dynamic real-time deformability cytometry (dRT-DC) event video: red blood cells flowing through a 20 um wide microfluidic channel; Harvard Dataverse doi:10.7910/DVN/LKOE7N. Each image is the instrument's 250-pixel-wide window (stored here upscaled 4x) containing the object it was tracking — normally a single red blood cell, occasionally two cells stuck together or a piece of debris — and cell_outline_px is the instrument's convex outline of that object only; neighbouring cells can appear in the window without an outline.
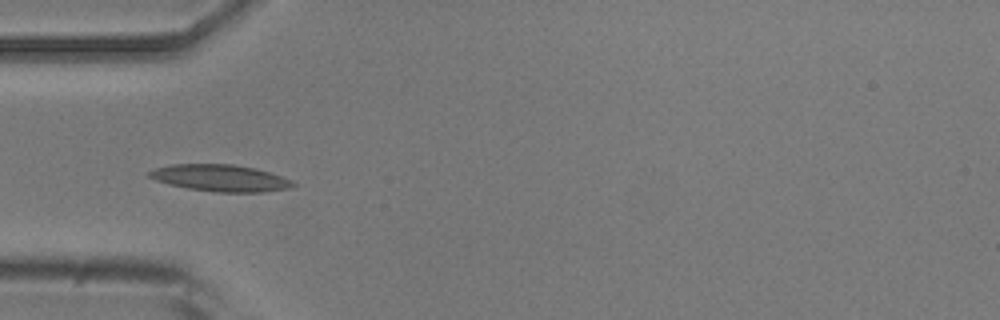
{"species": "common noctule bat (a hibernating species)", "species_latin": "Nyctalus noctula", "temperature_condition": "room temperature", "stored_images_in_passage": 5, "camera_frame_rate_fps": 3000, "um_per_image_px": 0.085, "animal": {"sex": "male", "body_mass_g": 20.5, "forearm_length_mm": 52.5}, "frame": {"image": 1, "passage_image": 3, "time_ms": 3.333, "image_size_px": [1000, 320], "cell_outline_px": [[296, 184], [292, 188], [264, 192], [216, 192], [188, 188], [168, 184], [156, 180], [148, 176], [148, 172], [156, 168], [172, 164], [232, 164], [256, 168], [292, 180]], "centroid_in_image_um": [18.75, 15.13], "position_along_channel_um": 66.2, "area_um2": 22.37}}
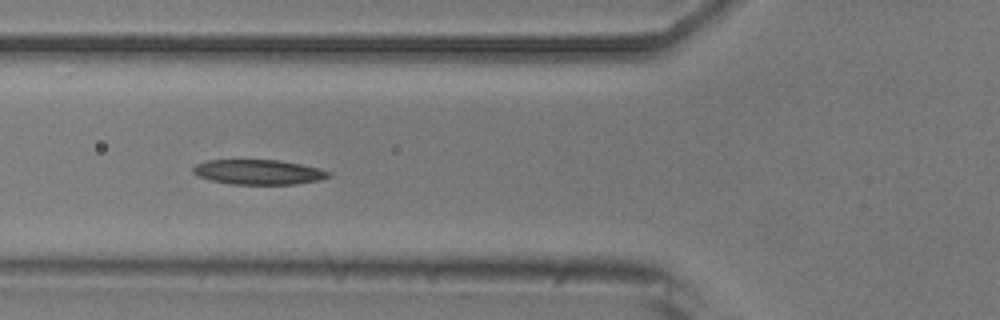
{"frame": {"image": 2, "passage_image": 4, "time_ms": 4.333, "image_size_px": [1000, 320], "cell_outline_px": [[332, 176], [320, 180], [296, 184], [232, 184], [212, 180], [196, 176], [192, 172], [192, 168], [196, 164], [208, 160], [280, 160], [320, 168], [332, 172]], "centroid_in_image_um": [22.0, 14.62], "position_along_channel_um": 103.8, "area_um2": 19.77}}
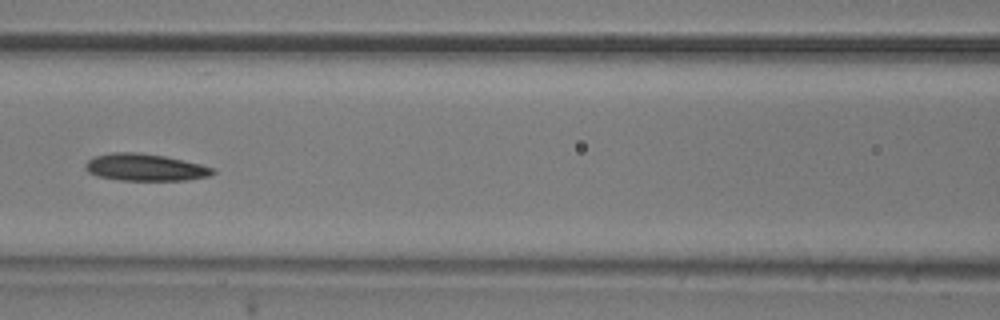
{"frame": {"image": 3, "passage_image": 5, "time_ms": 5.667, "image_size_px": [1000, 320], "cell_outline_px": [[216, 172], [212, 176], [184, 180], [120, 180], [96, 176], [88, 172], [84, 168], [84, 164], [88, 160], [96, 156], [112, 152], [136, 152], [164, 156], [200, 164], [216, 168]], "centroid_in_image_um": [12.34, 14.23], "position_along_channel_um": 154.3, "area_um2": 20.17}}